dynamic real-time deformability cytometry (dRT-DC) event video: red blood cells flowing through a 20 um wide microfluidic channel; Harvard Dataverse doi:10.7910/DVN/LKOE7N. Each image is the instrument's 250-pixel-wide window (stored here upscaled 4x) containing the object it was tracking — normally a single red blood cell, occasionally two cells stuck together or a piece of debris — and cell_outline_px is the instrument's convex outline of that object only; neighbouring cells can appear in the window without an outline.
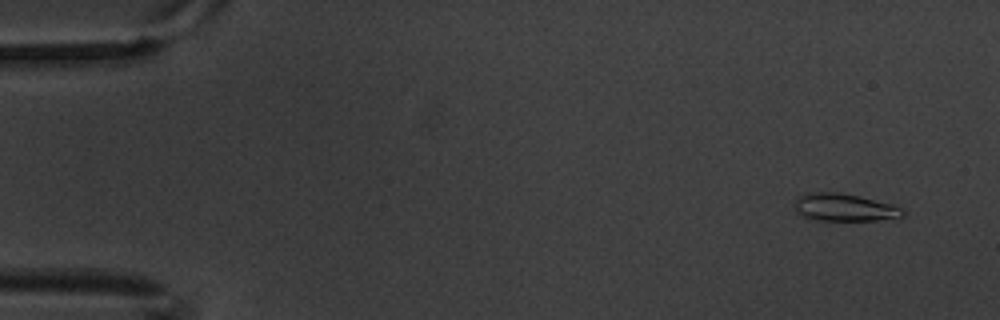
{"species": "common noctule bat (a hibernating species)", "species_latin": "Nyctalus noctula", "temperature_condition": "warm", "stored_images_in_passage": 5, "camera_frame_rate_fps": 3000, "um_per_image_px": 0.085, "animal": {"sex": "male", "body_mass_g": 20.1, "forearm_length_mm": 53.5}, "frame": {"image": 1, "passage_image": 1, "time_ms": 0.0, "image_size_px": [1000, 320], "cell_outline_px": [[904, 216], [876, 220], [808, 220], [796, 212], [796, 196], [804, 192], [840, 192], [860, 196], [892, 204], [900, 208], [904, 212]], "centroid_in_image_um": [71.7, 17.62], "position_along_channel_um": 13.3, "area_um2": 17.51}}